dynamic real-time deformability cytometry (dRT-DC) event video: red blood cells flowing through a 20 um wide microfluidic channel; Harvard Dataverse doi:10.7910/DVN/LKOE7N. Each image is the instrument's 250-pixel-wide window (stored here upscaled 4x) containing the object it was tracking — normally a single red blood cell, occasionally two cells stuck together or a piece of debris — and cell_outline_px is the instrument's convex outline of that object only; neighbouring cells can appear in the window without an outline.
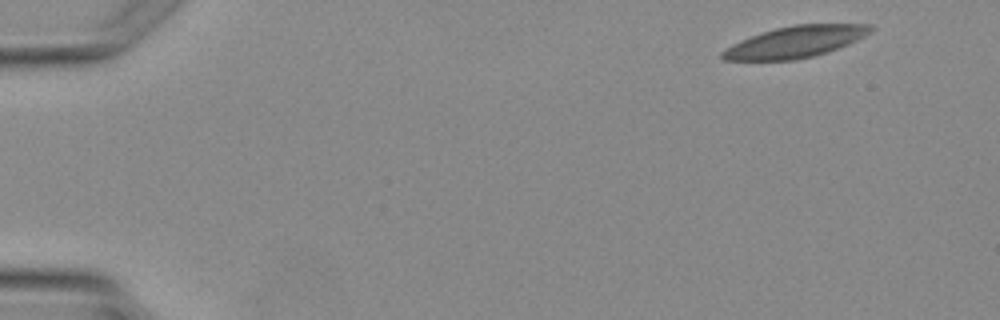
{"species": "Egyptian fruit bat (a non-hibernating species)", "species_latin": "Rousettus aegyptiacus", "temperature_condition": "warm", "stored_images_in_passage": 4, "camera_frame_rate_fps": 3000, "um_per_image_px": 0.085, "animal": {"sex": "female"}, "frame": {"image": 1, "passage_image": 1, "time_ms": 0.0, "image_size_px": [1000, 320], "cell_outline_px": [[876, 28], [872, 32], [840, 48], [816, 56], [796, 60], [724, 60], [720, 56], [720, 52], [732, 44], [740, 40], [776, 28], [796, 24], [872, 24]], "centroid_in_image_um": [67.65, 3.56], "position_along_channel_um": 17.4, "area_um2": 27.28}}
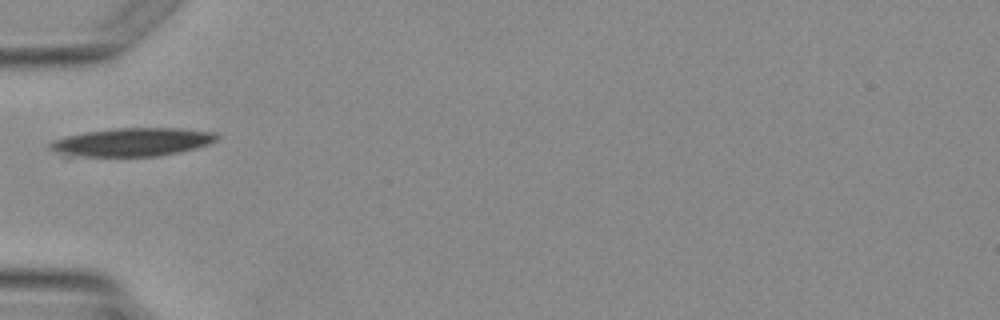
{"frame": {"image": 2, "passage_image": 4, "time_ms": 3.667, "image_size_px": [1000, 320], "cell_outline_px": [[220, 136], [216, 140], [208, 144], [196, 148], [180, 152], [160, 156], [68, 160], [64, 160], [48, 148], [48, 144], [52, 140], [84, 132], [116, 128], [180, 128], [216, 132]], "centroid_in_image_um": [11.04, 12.15], "position_along_channel_um": 74.0, "area_um2": 29.42}}